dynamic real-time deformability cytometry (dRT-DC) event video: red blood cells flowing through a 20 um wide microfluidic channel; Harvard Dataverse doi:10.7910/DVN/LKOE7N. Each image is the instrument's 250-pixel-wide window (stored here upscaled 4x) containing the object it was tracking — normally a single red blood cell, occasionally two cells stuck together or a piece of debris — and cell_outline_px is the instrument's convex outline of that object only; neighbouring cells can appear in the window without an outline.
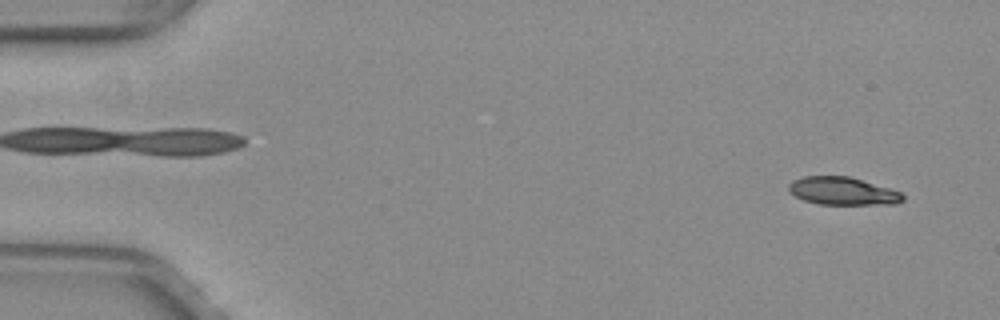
{"species": "common noctule bat (a hibernating species)", "species_latin": "Nyctalus noctula", "temperature_condition": "warm", "stored_images_in_passage": 52, "camera_frame_rate_fps": 3000, "um_per_image_px": 0.085, "animal": {"sex": "female", "body_mass_g": 29.2, "forearm_length_mm": 56.3}, "frame": {"image": 1, "passage_image": 3, "time_ms": 0.667, "image_size_px": [1000, 320], "cell_outline_px": [[904, 200], [896, 204], [820, 204], [804, 200], [788, 192], [788, 184], [792, 180], [804, 176], [848, 176], [888, 188], [900, 192], [904, 196]], "centroid_in_image_um": [71.59, 16.24], "position_along_channel_um": 13.4, "area_um2": 18.38}}
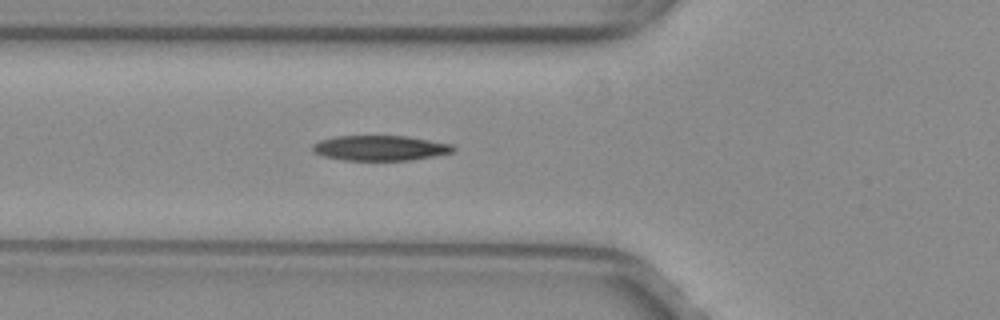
{"frame": {"image": 2, "passage_image": 19, "time_ms": 6.0, "image_size_px": [1000, 320], "cell_outline_px": [[456, 148], [452, 152], [412, 160], [344, 160], [324, 156], [312, 152], [312, 144], [320, 140], [336, 136], [408, 136], [452, 144]], "centroid_in_image_um": [32.29, 12.58], "position_along_channel_um": 93.5, "area_um2": 20.58}}
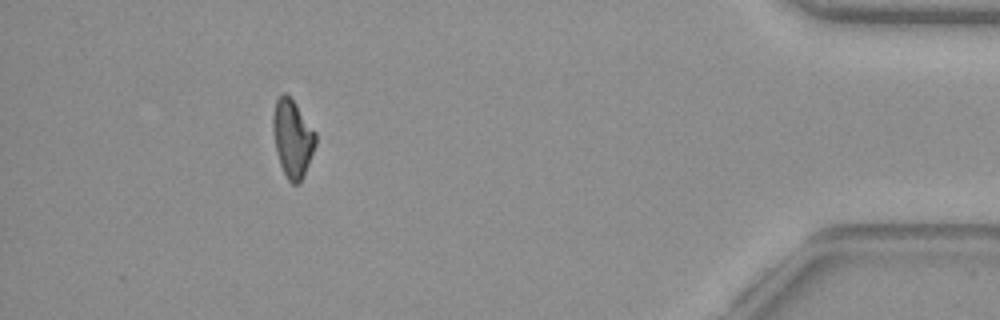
{"frame": {"image": 3, "passage_image": 47, "time_ms": 15.333, "image_size_px": [1000, 320], "cell_outline_px": [[316, 144], [300, 184], [292, 184], [288, 180], [280, 164], [276, 152], [272, 128], [272, 116], [276, 100], [284, 92], [292, 100], [316, 132]], "centroid_in_image_um": [24.85, 11.78], "position_along_channel_um": 410.4, "area_um2": 19.07}}